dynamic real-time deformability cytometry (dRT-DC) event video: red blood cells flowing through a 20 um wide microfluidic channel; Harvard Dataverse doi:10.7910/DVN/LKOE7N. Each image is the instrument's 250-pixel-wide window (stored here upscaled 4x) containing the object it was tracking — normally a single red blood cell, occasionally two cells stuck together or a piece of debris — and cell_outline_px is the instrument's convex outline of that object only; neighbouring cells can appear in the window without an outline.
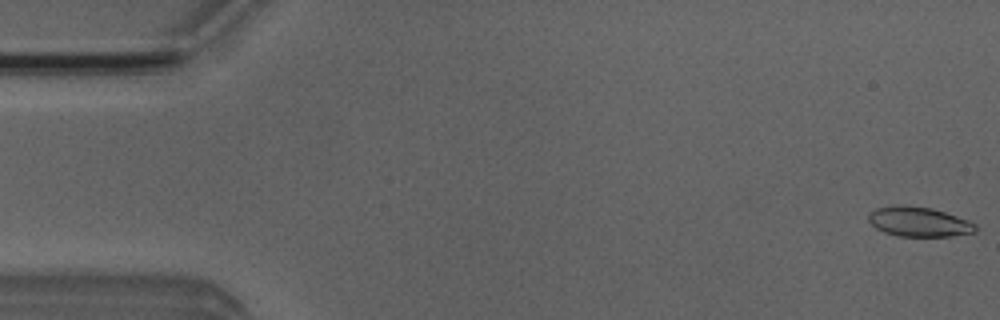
{"species": "Egyptian fruit bat (a non-hibernating species)", "species_latin": "Rousettus aegyptiacus", "temperature_condition": "room temperature", "stored_images_in_passage": 42, "camera_frame_rate_fps": 3000, "um_per_image_px": 0.085, "animal": {"sex": "male"}, "frame": {"image": 1, "passage_image": 1, "time_ms": 0.0, "image_size_px": [1000, 320], "cell_outline_px": [[976, 232], [952, 236], [896, 236], [884, 232], [876, 228], [868, 220], [868, 216], [876, 208], [896, 204], [932, 208], [968, 220], [976, 224]], "centroid_in_image_um": [78.1, 18.85], "position_along_channel_um": 6.9, "area_um2": 18.5}}
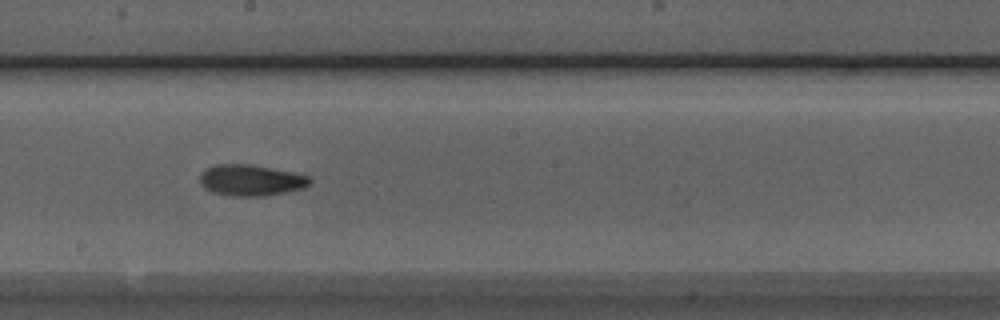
{"frame": {"image": 2, "passage_image": 28, "time_ms": 9.0, "image_size_px": [1000, 320], "cell_outline_px": [[312, 184], [304, 188], [264, 196], [232, 196], [212, 192], [204, 188], [200, 184], [200, 172], [204, 168], [216, 164], [252, 164], [292, 172], [308, 176], [312, 180]], "centroid_in_image_um": [21.3, 15.31], "position_along_channel_um": 226.9, "area_um2": 20.17}}
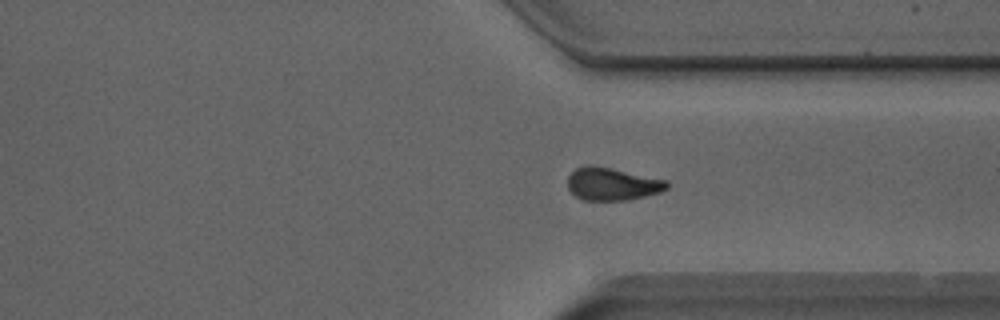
{"frame": {"image": 3, "passage_image": 38, "time_ms": 12.333, "image_size_px": [1000, 320], "cell_outline_px": [[668, 188], [660, 192], [644, 196], [624, 200], [584, 200], [576, 196], [568, 188], [568, 176], [576, 168], [588, 164], [592, 164], [612, 168], [664, 180], [668, 184]], "centroid_in_image_um": [51.99, 15.63], "position_along_channel_um": 359.4, "area_um2": 18.67}}